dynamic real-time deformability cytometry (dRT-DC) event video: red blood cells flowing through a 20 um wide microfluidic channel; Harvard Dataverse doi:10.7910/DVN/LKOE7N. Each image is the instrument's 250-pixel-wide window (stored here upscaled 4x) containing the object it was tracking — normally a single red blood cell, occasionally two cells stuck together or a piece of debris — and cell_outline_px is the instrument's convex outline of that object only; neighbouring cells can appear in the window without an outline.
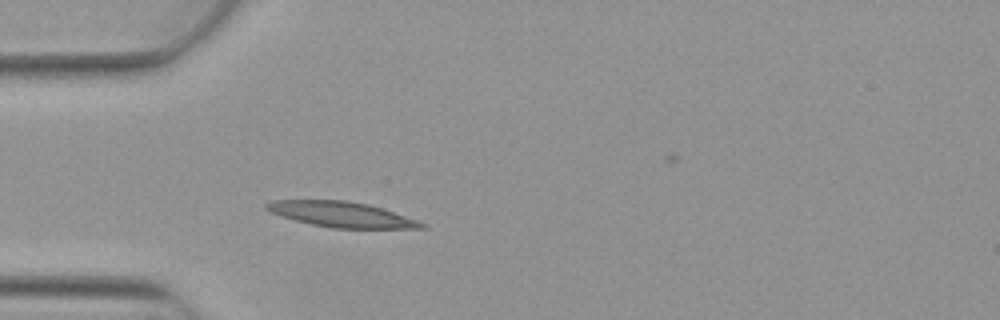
{"species": "Egyptian fruit bat (a non-hibernating species)", "species_latin": "Rousettus aegyptiacus", "temperature_condition": "warm", "stored_images_in_passage": 4, "camera_frame_rate_fps": 3000, "um_per_image_px": 0.085, "animal": {"sex": "female"}, "frame": {"image": 1, "passage_image": 4, "time_ms": 1.0, "image_size_px": [1000, 320], "cell_outline_px": [[428, 228], [332, 228], [312, 224], [280, 216], [264, 208], [264, 204], [272, 200], [344, 200], [368, 204], [428, 224]], "centroid_in_image_um": [28.99, 18.22], "position_along_channel_um": 56.0, "area_um2": 22.66}}